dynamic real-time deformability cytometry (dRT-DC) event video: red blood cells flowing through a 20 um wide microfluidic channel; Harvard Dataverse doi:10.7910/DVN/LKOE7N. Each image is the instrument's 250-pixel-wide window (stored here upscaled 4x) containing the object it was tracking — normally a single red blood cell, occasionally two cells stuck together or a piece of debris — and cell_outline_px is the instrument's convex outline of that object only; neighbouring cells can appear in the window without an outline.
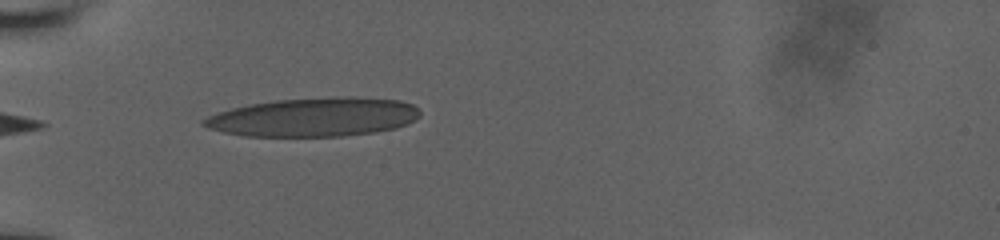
{"species": "human", "species_latin": "Homo sapiens", "temperature_condition": "room temperature", "stored_images_in_passage": 5, "camera_frame_rate_fps": 3000, "um_per_image_px": 0.085, "donor": {"sex": "male"}, "frame": {"image": 1, "passage_image": 1, "time_ms": 0.0, "image_size_px": [1000, 240], "cell_outline_px": [[420, 116], [396, 128], [372, 132], [344, 136], [244, 136], [224, 132], [208, 128], [200, 124], [200, 120], [216, 112], [232, 108], [252, 104], [276, 100], [332, 96], [348, 96], [400, 100], [412, 104], [420, 112]], "centroid_in_image_um": [26.64, 9.95], "position_along_channel_um": 58.4, "area_um2": 48.96}}
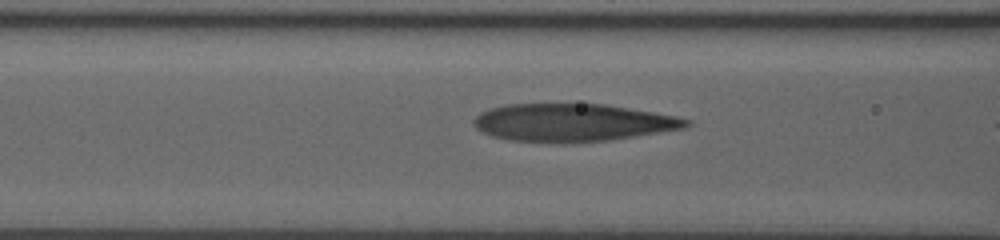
{"frame": {"image": 2, "passage_image": 3, "time_ms": 0.667, "image_size_px": [1000, 240], "cell_outline_px": [[692, 124], [684, 128], [608, 140], [508, 140], [492, 136], [476, 128], [472, 124], [472, 120], [480, 112], [488, 108], [504, 104], [604, 104], [676, 116], [692, 120]], "centroid_in_image_um": [48.65, 10.38], "position_along_channel_um": 117.9, "area_um2": 45.55}}